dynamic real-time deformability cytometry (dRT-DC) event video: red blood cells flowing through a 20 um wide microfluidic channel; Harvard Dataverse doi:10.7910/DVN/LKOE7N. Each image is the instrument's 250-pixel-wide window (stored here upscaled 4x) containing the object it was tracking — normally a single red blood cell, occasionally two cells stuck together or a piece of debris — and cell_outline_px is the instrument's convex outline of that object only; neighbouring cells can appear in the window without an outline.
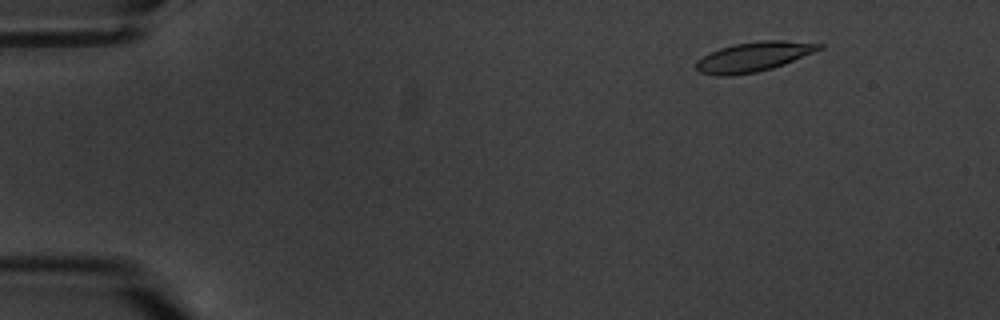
{"species": "common noctule bat (a hibernating species)", "species_latin": "Nyctalus noctula", "temperature_condition": "warm", "stored_images_in_passage": 5, "camera_frame_rate_fps": 3000, "um_per_image_px": 0.085, "animal": {"sex": "male", "body_mass_g": 20.1, "forearm_length_mm": 53.5}, "frame": {"image": 1, "passage_image": 2, "time_ms": 1.0, "image_size_px": [1000, 320], "cell_outline_px": [[824, 48], [784, 64], [772, 68], [756, 72], [732, 76], [716, 76], [700, 72], [696, 68], [696, 60], [720, 48], [736, 44], [760, 40], [784, 40], [824, 44]], "centroid_in_image_um": [64.07, 4.83], "position_along_channel_um": 20.9, "area_um2": 21.15}}
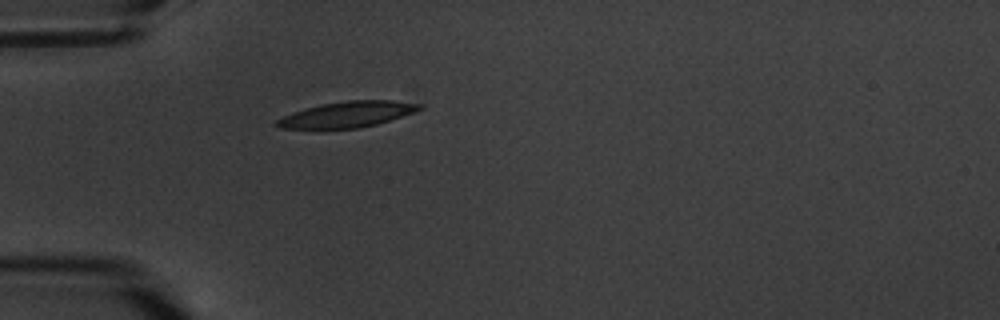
{"frame": {"image": 2, "passage_image": 5, "time_ms": 4.667, "image_size_px": [1000, 320], "cell_outline_px": [[424, 108], [376, 124], [360, 128], [280, 128], [276, 124], [276, 120], [292, 112], [324, 104], [348, 100], [392, 100], [424, 104]], "centroid_in_image_um": [29.56, 9.71], "position_along_channel_um": 55.4, "area_um2": 20.98}}